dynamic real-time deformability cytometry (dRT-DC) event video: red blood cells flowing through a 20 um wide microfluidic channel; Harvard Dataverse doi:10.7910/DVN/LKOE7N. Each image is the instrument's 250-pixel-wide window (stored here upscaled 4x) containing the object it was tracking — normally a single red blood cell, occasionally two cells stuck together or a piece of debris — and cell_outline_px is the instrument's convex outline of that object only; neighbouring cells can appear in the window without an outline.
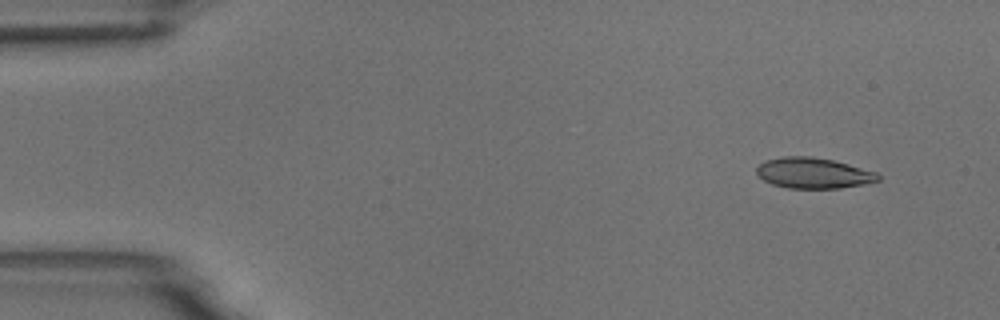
{"species": "common noctule bat (a hibernating species)", "species_latin": "Nyctalus noctula", "temperature_condition": "room temperature", "stored_images_in_passage": 5, "camera_frame_rate_fps": 3000, "um_per_image_px": 0.085, "animal": {"sex": "male", "body_mass_g": 18.8}, "frame": {"image": 1, "passage_image": 2, "time_ms": 1.333, "image_size_px": [1000, 320], "cell_outline_px": [[880, 180], [864, 184], [840, 188], [788, 188], [772, 184], [764, 180], [756, 172], [756, 168], [764, 160], [784, 156], [812, 156], [832, 160], [848, 164], [876, 172], [880, 176]], "centroid_in_image_um": [69.13, 14.7], "position_along_channel_um": 15.9, "area_um2": 21.68}}
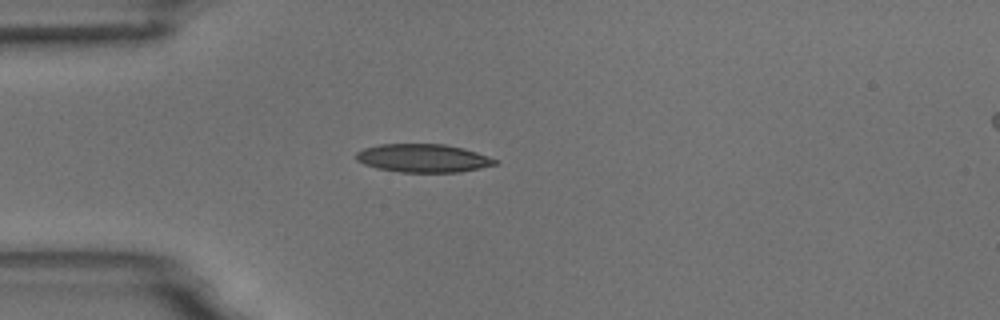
{"frame": {"image": 2, "passage_image": 5, "time_ms": 4.667, "image_size_px": [1000, 320], "cell_outline_px": [[500, 164], [460, 172], [400, 172], [376, 168], [364, 164], [356, 160], [356, 152], [364, 148], [380, 144], [444, 144], [464, 148], [500, 160]], "centroid_in_image_um": [36.0, 13.44], "position_along_channel_um": 49.0, "area_um2": 23.06}}